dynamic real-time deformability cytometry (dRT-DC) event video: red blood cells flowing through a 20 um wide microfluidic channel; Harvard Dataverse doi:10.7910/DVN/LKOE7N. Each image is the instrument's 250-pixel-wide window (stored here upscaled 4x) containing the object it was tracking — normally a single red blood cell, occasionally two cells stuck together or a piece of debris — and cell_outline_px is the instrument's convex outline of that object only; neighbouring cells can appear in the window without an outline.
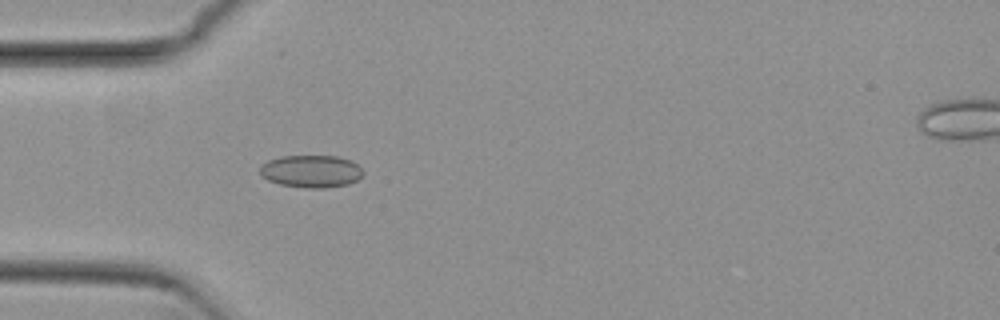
{"species": "common noctule bat (a hibernating species)", "species_latin": "Nyctalus noctula", "temperature_condition": "cold", "stored_images_in_passage": 30, "camera_frame_rate_fps": 3000, "um_per_image_px": 0.085, "animal": {"sex": "female", "body_mass_g": 29.2, "forearm_length_mm": 56.3}, "frame": {"image": 1, "passage_image": 5, "time_ms": 1.333, "image_size_px": [1000, 320], "cell_outline_px": [[364, 172], [356, 180], [348, 184], [324, 188], [304, 188], [280, 184], [268, 180], [260, 176], [260, 164], [268, 160], [280, 156], [336, 156], [352, 160]], "centroid_in_image_um": [26.41, 14.55], "position_along_channel_um": 58.6, "area_um2": 19.59}}
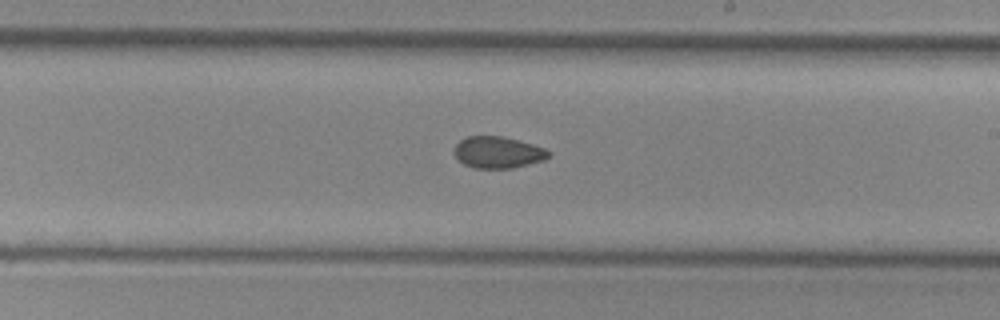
{"frame": {"image": 2, "passage_image": 20, "time_ms": 6.333, "image_size_px": [1000, 320], "cell_outline_px": [[552, 156], [544, 160], [512, 168], [472, 168], [464, 164], [456, 156], [456, 144], [460, 140], [468, 136], [500, 136], [532, 144], [544, 148], [552, 152]], "centroid_in_image_um": [42.36, 12.96], "position_along_channel_um": 246.6, "area_um2": 17.22}}
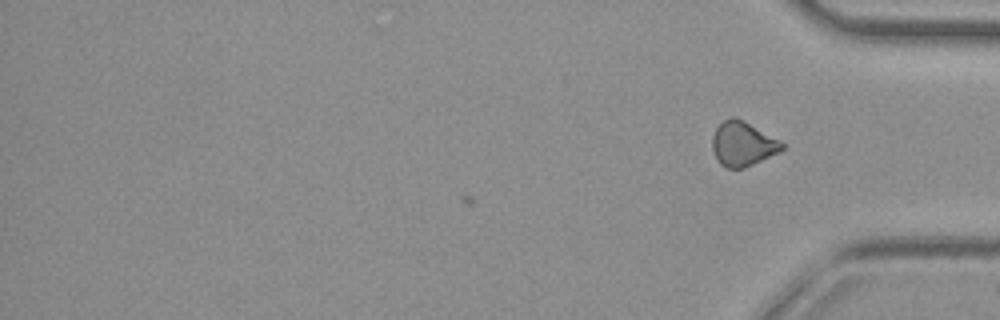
{"frame": {"image": 3, "passage_image": 30, "time_ms": 9.667, "image_size_px": [1000, 320], "cell_outline_px": [[784, 148], [780, 152], [744, 168], [728, 168], [720, 164], [716, 160], [712, 148], [712, 136], [716, 128], [724, 120], [732, 116], [736, 116], [744, 120], [780, 140], [784, 144]], "centroid_in_image_um": [63.13, 12.22], "position_along_channel_um": 372.1, "area_um2": 18.21}, "authors_computed_cell_mechanics": {"area_um2": 18.207, "velocity_mm_per_s": 3.8285, "shape_relaxation_time_tau1_ms": null, "shape_relaxation_time_tau2_ms": 2.4662, "deformation_change_tau1": null, "deformation_change_tau2": 0.0527}}